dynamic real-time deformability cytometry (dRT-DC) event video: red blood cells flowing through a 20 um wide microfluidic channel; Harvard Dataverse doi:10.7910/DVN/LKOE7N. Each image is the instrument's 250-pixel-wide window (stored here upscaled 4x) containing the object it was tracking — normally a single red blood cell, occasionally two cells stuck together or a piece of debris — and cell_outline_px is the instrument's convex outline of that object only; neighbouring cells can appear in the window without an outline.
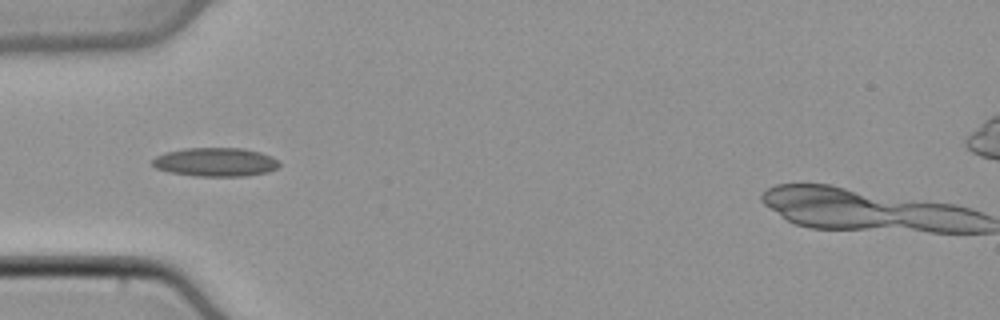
{"species": "common noctule bat (a hibernating species)", "species_latin": "Nyctalus noctula", "temperature_condition": "cold", "stored_images_in_passage": 7, "camera_frame_rate_fps": 3000, "um_per_image_px": 0.085, "animal": {"sex": "male", "body_mass_g": 21.5, "forearm_length_mm": 52.0}, "frame": {"image": 1, "passage_image": 3, "time_ms": 0.667, "image_size_px": [1000, 320], "cell_outline_px": [[280, 164], [276, 168], [268, 172], [244, 176], [196, 176], [168, 172], [156, 168], [152, 164], [152, 160], [156, 156], [164, 152], [184, 148], [244, 148], [260, 152], [272, 156]], "centroid_in_image_um": [18.29, 13.77], "position_along_channel_um": 66.7, "area_um2": 21.33}}